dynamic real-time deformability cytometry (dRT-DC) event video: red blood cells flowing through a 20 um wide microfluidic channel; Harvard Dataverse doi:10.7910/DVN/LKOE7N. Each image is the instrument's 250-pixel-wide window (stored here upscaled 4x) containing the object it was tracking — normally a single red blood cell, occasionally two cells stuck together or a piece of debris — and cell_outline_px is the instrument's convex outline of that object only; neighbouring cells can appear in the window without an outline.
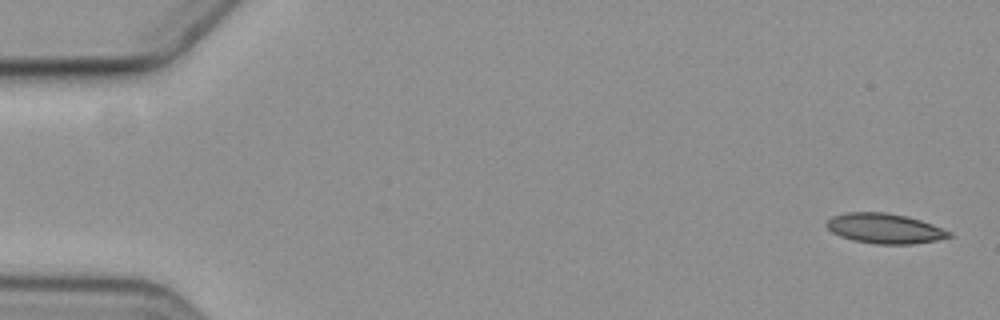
{"species": "common noctule bat (a hibernating species)", "species_latin": "Nyctalus noctula", "temperature_condition": "cold", "stored_images_in_passage": 3, "camera_frame_rate_fps": 3000, "um_per_image_px": 0.085, "animal": {"sex": "female", "body_mass_g": 19.3, "forearm_length_mm": 54.1}, "frame": {"image": 1, "passage_image": 1, "time_ms": 0.0, "image_size_px": [1000, 320], "cell_outline_px": [[952, 236], [936, 240], [912, 244], [876, 244], [852, 240], [840, 236], [832, 232], [824, 224], [832, 216], [848, 212], [884, 212], [904, 216], [920, 220], [932, 224], [952, 232]], "centroid_in_image_um": [75.18, 19.42], "position_along_channel_um": 9.8, "area_um2": 21.33}}